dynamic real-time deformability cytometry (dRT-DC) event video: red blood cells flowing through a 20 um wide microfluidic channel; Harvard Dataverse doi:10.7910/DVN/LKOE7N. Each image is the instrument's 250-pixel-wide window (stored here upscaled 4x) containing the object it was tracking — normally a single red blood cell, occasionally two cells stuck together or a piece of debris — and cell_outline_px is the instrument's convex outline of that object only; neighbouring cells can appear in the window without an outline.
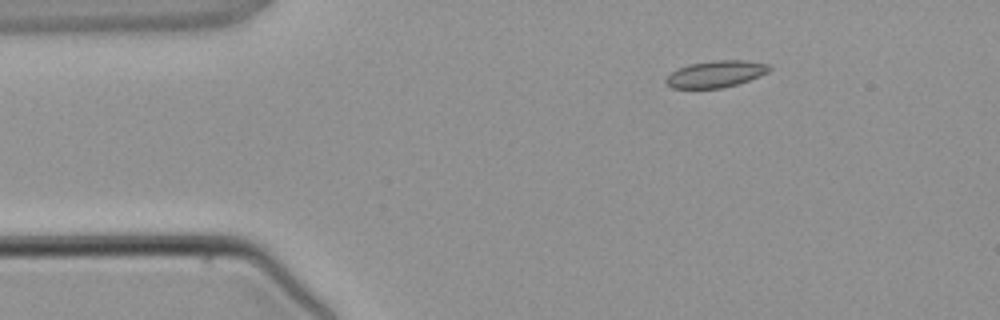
{"species": "common noctule bat (a hibernating species)", "species_latin": "Nyctalus noctula", "temperature_condition": "warm", "stored_images_in_passage": 4, "camera_frame_rate_fps": 3000, "um_per_image_px": 0.085, "animal": {"sex": "male", "body_mass_g": 21.5, "forearm_length_mm": 52.0}, "frame": {"image": 1, "passage_image": 2, "time_ms": 1.333, "image_size_px": [1000, 320], "cell_outline_px": [[772, 68], [768, 72], [760, 76], [736, 84], [720, 88], [672, 88], [664, 80], [672, 72], [688, 64], [712, 60], [744, 60], [768, 64]], "centroid_in_image_um": [60.85, 6.28], "position_along_channel_um": 24.1, "area_um2": 15.95}}
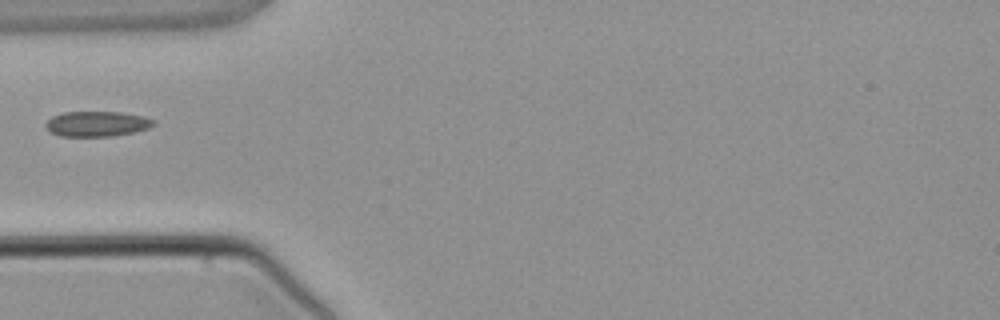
{"frame": {"image": 2, "passage_image": 4, "time_ms": 3.667, "image_size_px": [1000, 320], "cell_outline_px": [[156, 124], [148, 128], [136, 132], [112, 136], [60, 136], [52, 132], [44, 124], [52, 116], [64, 112], [120, 112], [144, 116], [156, 120]], "centroid_in_image_um": [8.29, 10.52], "position_along_channel_um": 76.7, "area_um2": 15.9}}